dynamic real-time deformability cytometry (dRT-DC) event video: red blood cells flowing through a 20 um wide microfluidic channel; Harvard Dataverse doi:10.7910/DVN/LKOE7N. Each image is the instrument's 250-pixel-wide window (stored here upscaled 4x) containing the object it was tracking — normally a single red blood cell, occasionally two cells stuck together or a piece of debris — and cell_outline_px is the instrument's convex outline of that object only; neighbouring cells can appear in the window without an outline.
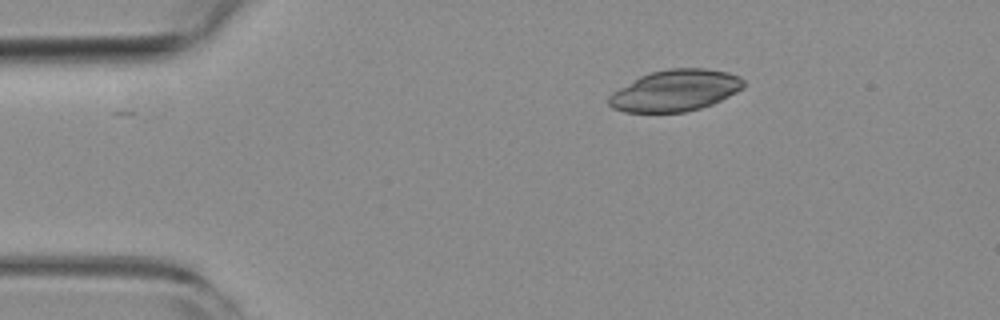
{"species": "common noctule bat (a hibernating species)", "species_latin": "Nyctalus noctula", "temperature_condition": "room temperature", "stored_images_in_passage": 39, "camera_frame_rate_fps": 3000, "um_per_image_px": 0.085, "animal": {"sex": "female", "body_mass_g": 19.3, "forearm_length_mm": 54.1}, "frame": {"image": 1, "passage_image": 1, "time_ms": 0.0, "image_size_px": [1000, 320], "cell_outline_px": [[744, 88], [712, 104], [700, 108], [684, 112], [624, 112], [612, 108], [608, 104], [608, 96], [612, 92], [640, 76], [648, 72], [668, 68], [704, 68], [728, 72], [740, 76], [744, 80]], "centroid_in_image_um": [57.38, 7.69], "position_along_channel_um": 27.6, "area_um2": 32.66}}